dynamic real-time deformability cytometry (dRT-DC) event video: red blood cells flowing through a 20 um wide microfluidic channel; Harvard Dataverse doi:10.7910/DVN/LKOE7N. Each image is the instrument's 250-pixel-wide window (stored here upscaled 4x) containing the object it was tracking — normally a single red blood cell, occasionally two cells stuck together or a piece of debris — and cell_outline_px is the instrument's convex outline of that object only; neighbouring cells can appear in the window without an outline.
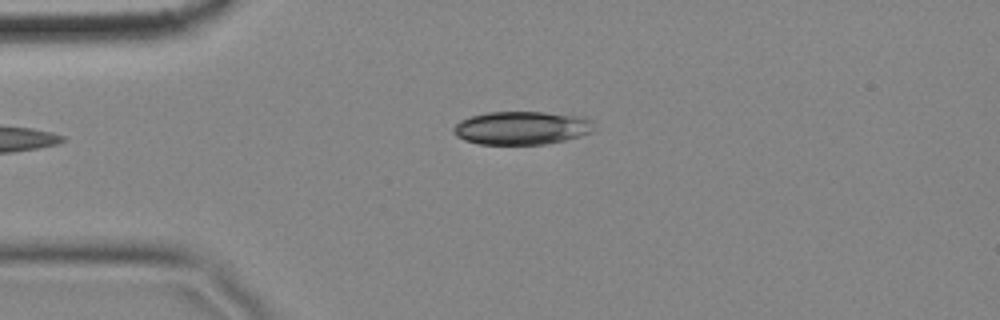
{"species": "common noctule bat (a hibernating species)", "species_latin": "Nyctalus noctula", "temperature_condition": "cold", "stored_images_in_passage": 39, "camera_frame_rate_fps": 3000, "um_per_image_px": 0.085, "animal": {"sex": "female", "body_mass_g": 18.4}, "frame": {"image": 1, "passage_image": 1, "time_ms": 0.0, "image_size_px": [1000, 320], "cell_outline_px": [[596, 128], [592, 132], [580, 136], [564, 140], [544, 144], [480, 144], [464, 140], [456, 136], [452, 132], [452, 128], [460, 120], [472, 116], [488, 112], [544, 112], [584, 116], [592, 120]], "centroid_in_image_um": [44.37, 10.87], "position_along_channel_um": 40.6, "area_um2": 27.46}}
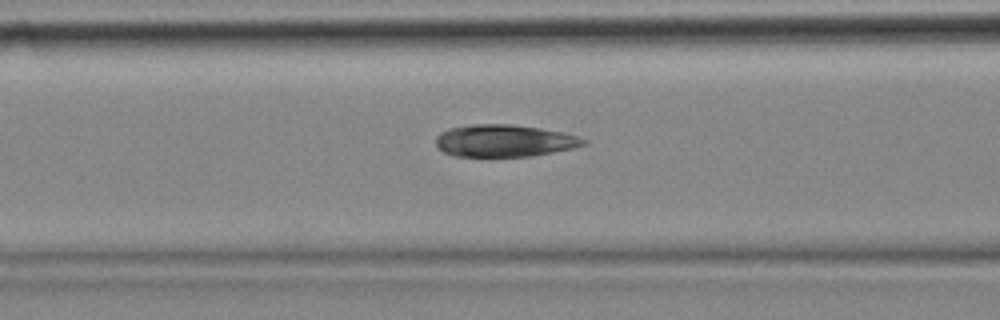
{"frame": {"image": 2, "passage_image": 10, "time_ms": 3.0, "image_size_px": [1000, 320], "cell_outline_px": [[588, 144], [572, 148], [532, 156], [452, 156], [444, 152], [436, 144], [436, 136], [440, 132], [448, 128], [472, 124], [512, 124], [540, 128], [580, 136], [588, 140]], "centroid_in_image_um": [42.87, 11.95], "position_along_channel_um": 123.7, "area_um2": 27.74}}
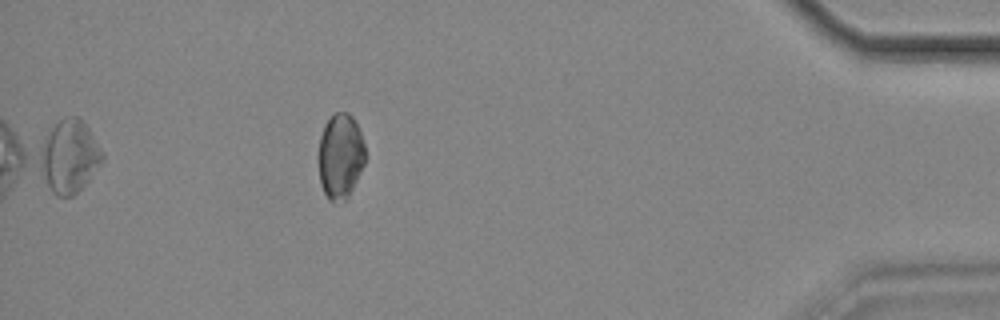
{"frame": {"image": 3, "passage_image": 39, "time_ms": 12.667, "image_size_px": [1000, 320], "cell_outline_px": [[364, 164], [348, 196], [344, 200], [328, 200], [320, 184], [316, 156], [320, 136], [324, 124], [336, 112], [348, 112], [356, 120], [364, 144]], "centroid_in_image_um": [28.88, 13.24], "position_along_channel_um": 406.3, "area_um2": 23.41}, "authors_computed_cell_mechanics": {"area_um2": 26.0678, "velocity_mm_per_s": 3.4747, "shape_relaxation_time_tau1_ms": 6.5444, "shape_relaxation_time_tau2_ms": 1.3944, "deformation_change_tau1": 0.1926, "deformation_change_tau2": 0.0704}}